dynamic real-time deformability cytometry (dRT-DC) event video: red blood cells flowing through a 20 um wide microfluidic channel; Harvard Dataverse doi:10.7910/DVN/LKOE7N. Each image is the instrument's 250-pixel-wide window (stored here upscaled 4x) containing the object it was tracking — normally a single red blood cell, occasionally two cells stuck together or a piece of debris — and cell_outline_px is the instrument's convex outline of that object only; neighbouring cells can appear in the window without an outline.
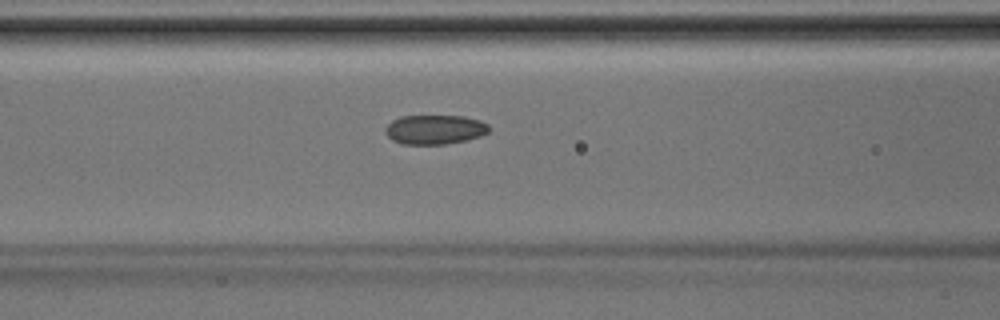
{"species": "Egyptian fruit bat (a non-hibernating species)", "species_latin": "Rousettus aegyptiacus", "temperature_condition": "room temperature", "stored_images_in_passage": 5, "camera_frame_rate_fps": 3000, "um_per_image_px": 0.085, "animal": {"sex": "male"}, "frame": {"image": 1, "passage_image": 4, "time_ms": 1.0, "image_size_px": [1000, 320], "cell_outline_px": [[488, 132], [480, 136], [464, 140], [444, 144], [404, 144], [392, 140], [384, 132], [384, 128], [392, 120], [400, 116], [464, 116], [480, 120], [488, 124]], "centroid_in_image_um": [36.92, 11.0], "position_along_channel_um": 129.7, "area_um2": 17.69}}